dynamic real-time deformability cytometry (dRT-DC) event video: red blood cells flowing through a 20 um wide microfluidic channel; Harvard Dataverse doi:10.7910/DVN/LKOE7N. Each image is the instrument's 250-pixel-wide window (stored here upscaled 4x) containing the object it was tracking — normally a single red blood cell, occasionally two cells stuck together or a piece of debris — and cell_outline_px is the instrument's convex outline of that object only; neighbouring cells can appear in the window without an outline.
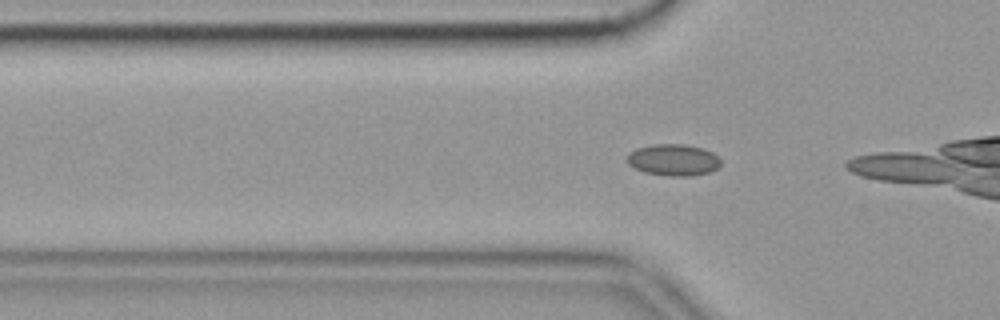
{"species": "common noctule bat (a hibernating species)", "species_latin": "Nyctalus noctula", "temperature_condition": "cold", "stored_images_in_passage": 12, "camera_frame_rate_fps": 3000, "um_per_image_px": 0.085, "animal": {"sex": "female", "body_mass_g": 19.9}, "frame": {"image": 1, "passage_image": 9, "time_ms": 2.667, "image_size_px": [1000, 320], "cell_outline_px": [[720, 164], [716, 168], [708, 172], [692, 176], [668, 176], [644, 172], [628, 164], [624, 160], [628, 152], [636, 148], [652, 144], [688, 144], [704, 148], [712, 152], [720, 160]], "centroid_in_image_um": [57.18, 13.58], "position_along_channel_um": 68.6, "area_um2": 17.46}}